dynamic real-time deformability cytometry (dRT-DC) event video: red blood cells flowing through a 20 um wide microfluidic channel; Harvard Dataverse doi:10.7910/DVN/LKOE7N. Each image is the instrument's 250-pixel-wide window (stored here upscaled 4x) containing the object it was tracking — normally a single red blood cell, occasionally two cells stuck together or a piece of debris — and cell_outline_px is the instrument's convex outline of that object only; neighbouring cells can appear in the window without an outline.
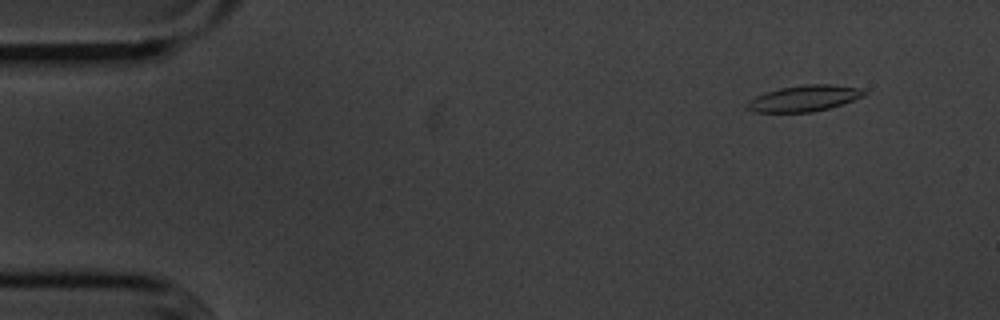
{"species": "common noctule bat (a hibernating species)", "species_latin": "Nyctalus noctula", "temperature_condition": "cold", "stored_images_in_passage": 52, "camera_frame_rate_fps": 3000, "um_per_image_px": 0.085, "animal": {"sex": "male", "body_mass_g": 20.1, "forearm_length_mm": 53.5}, "frame": {"image": 1, "passage_image": 2, "time_ms": 0.333, "image_size_px": [1000, 320], "cell_outline_px": [[868, 92], [864, 96], [828, 108], [812, 112], [752, 112], [744, 108], [744, 104], [748, 100], [764, 92], [780, 88], [804, 84], [832, 84], [864, 88]], "centroid_in_image_um": [68.31, 8.35], "position_along_channel_um": 16.7, "area_um2": 18.03}}
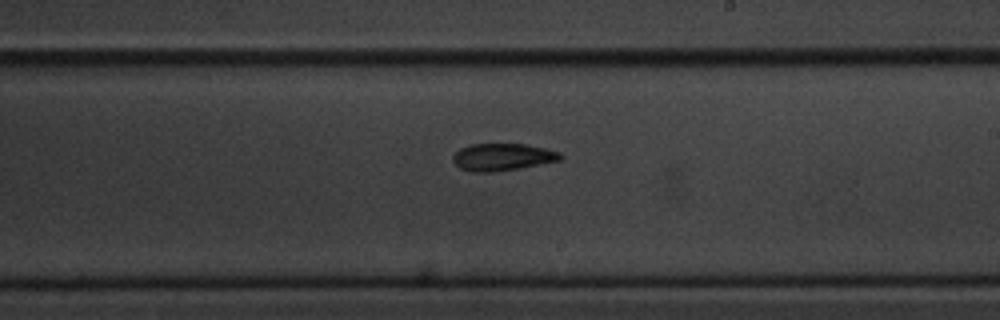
{"frame": {"image": 2, "passage_image": 29, "time_ms": 9.333, "image_size_px": [1000, 320], "cell_outline_px": [[564, 156], [560, 160], [520, 168], [492, 172], [472, 172], [460, 168], [452, 160], [452, 156], [460, 148], [472, 144], [524, 144], [544, 148], [560, 152]], "centroid_in_image_um": [42.7, 13.35], "position_along_channel_um": 246.3, "area_um2": 16.99}}
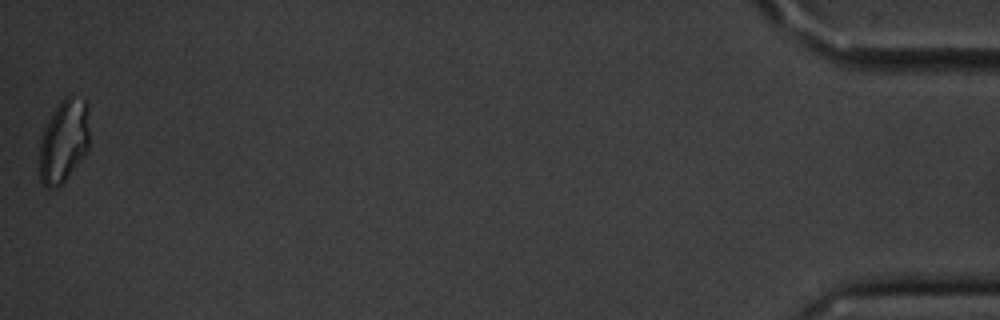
{"frame": {"image": 3, "passage_image": 52, "time_ms": 17.0, "image_size_px": [1000, 320], "cell_outline_px": [[88, 148], [64, 180], [56, 188], [48, 188], [40, 180], [40, 144], [48, 120], [60, 100], [64, 96], [72, 96], [84, 100], [88, 104]], "centroid_in_image_um": [5.42, 11.95], "position_along_channel_um": 429.8, "area_um2": 23.58}, "authors_computed_cell_mechanics": {"area_um2": 18.0336, "velocity_mm_per_s": 3.6037, "shape_relaxation_time_tau1_ms": 4.0754, "shape_relaxation_time_tau2_ms": 6.4554, "deformation_change_tau1": 0.12, "deformation_change_tau2": 0.1337}}